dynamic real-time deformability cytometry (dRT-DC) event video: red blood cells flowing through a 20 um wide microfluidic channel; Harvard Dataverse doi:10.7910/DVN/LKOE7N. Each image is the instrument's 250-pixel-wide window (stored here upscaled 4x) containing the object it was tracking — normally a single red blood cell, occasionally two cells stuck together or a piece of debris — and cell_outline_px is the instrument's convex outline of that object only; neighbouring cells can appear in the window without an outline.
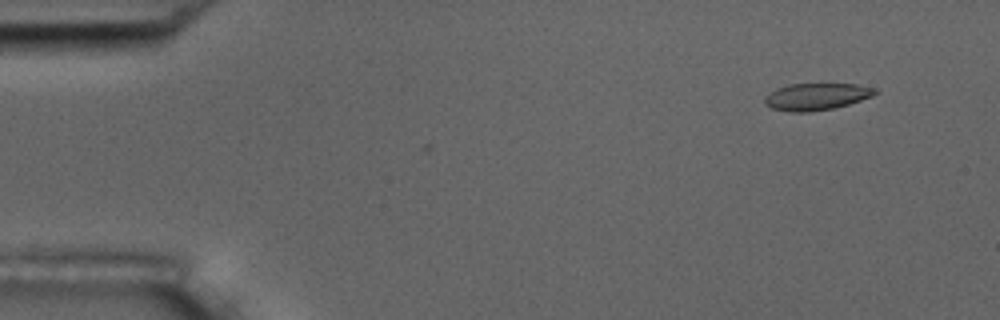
{"species": "common noctule bat (a hibernating species)", "species_latin": "Nyctalus noctula", "temperature_condition": "room temperature", "stored_images_in_passage": 3, "camera_frame_rate_fps": 3000, "um_per_image_px": 0.085, "animal": {"sex": "male", "body_mass_g": 17.5, "forearm_length_mm": 52.3}, "frame": {"image": 1, "passage_image": 3, "time_ms": 2.667, "image_size_px": [1000, 320], "cell_outline_px": [[876, 92], [872, 96], [848, 104], [832, 108], [812, 112], [788, 112], [772, 108], [764, 104], [764, 96], [776, 88], [788, 84], [856, 84], [876, 88]], "centroid_in_image_um": [69.34, 8.21], "position_along_channel_um": 15.7, "area_um2": 17.34}}